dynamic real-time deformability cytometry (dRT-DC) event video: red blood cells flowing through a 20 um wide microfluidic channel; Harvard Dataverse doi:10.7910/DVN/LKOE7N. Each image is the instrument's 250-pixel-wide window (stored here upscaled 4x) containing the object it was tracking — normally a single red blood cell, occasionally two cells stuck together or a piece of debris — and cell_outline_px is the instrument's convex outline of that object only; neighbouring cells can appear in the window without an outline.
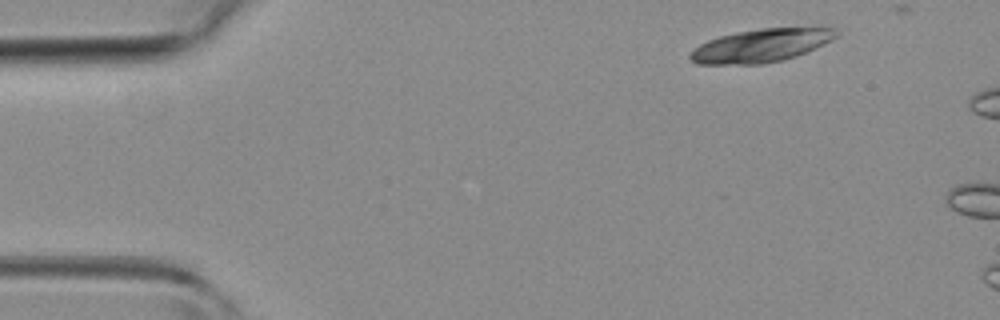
{"species": "common noctule bat (a hibernating species)", "species_latin": "Nyctalus noctula", "temperature_condition": "room temperature", "stored_images_in_passage": 2, "camera_frame_rate_fps": 3000, "um_per_image_px": 0.085, "animal": {"sex": "female", "body_mass_g": 19.3, "forearm_length_mm": 54.1}, "frame": {"image": 1, "passage_image": 1, "time_ms": 0.0, "image_size_px": [1000, 320], "cell_outline_px": [[840, 36], [832, 40], [796, 56], [784, 60], [764, 64], [696, 64], [688, 56], [700, 44], [708, 40], [720, 36], [736, 32], [760, 28], [816, 24], [820, 24], [836, 28], [840, 32]], "centroid_in_image_um": [64.86, 3.81], "position_along_channel_um": 20.1, "area_um2": 29.3}}